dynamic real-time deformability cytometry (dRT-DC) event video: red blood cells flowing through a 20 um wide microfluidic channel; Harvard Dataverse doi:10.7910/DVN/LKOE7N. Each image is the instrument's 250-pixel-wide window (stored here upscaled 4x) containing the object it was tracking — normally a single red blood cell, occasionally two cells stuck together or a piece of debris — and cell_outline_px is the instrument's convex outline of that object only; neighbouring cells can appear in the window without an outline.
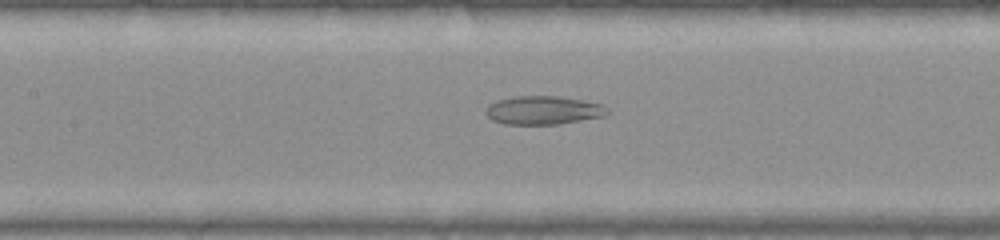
{"species": "common noctule bat (a hibernating species)", "species_latin": "Nyctalus noctula", "temperature_condition": "warm", "stored_images_in_passage": 34, "camera_frame_rate_fps": 3000, "um_per_image_px": 0.085, "animal": {"sex": "female", "body_mass_g": 22.0, "forearm_length_mm": 56.7}, "frame": {"image": 1, "passage_image": 10, "time_ms": 3.0, "image_size_px": [1000, 240], "cell_outline_px": [[608, 112], [604, 116], [560, 124], [504, 124], [492, 120], [484, 112], [488, 104], [496, 100], [516, 96], [556, 96], [584, 100], [604, 104], [608, 108]], "centroid_in_image_um": [46.18, 9.37], "position_along_channel_um": 161.2, "area_um2": 20.35}}
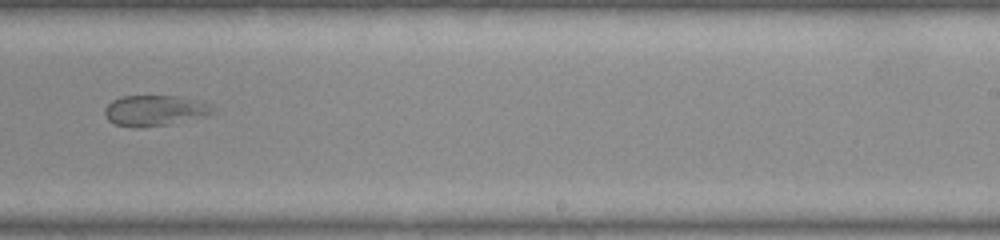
{"frame": {"image": 2, "passage_image": 19, "time_ms": 6.0, "image_size_px": [1000, 240], "cell_outline_px": [[212, 112], [204, 116], [168, 124], [136, 128], [132, 128], [112, 124], [104, 116], [104, 108], [112, 100], [120, 96], [180, 96], [200, 100], [212, 104]], "centroid_in_image_um": [13.09, 9.39], "position_along_channel_um": 275.9, "area_um2": 19.48}}
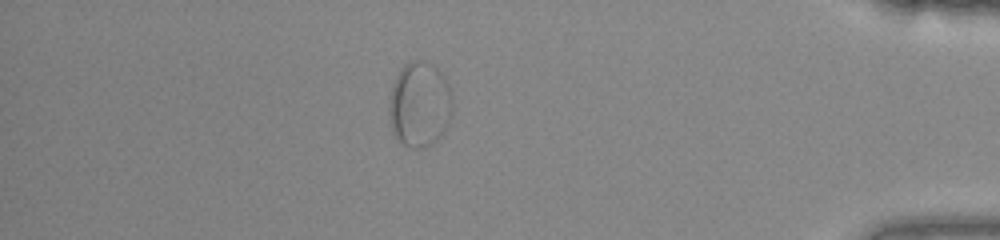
{"frame": {"image": 3, "passage_image": 32, "time_ms": 10.333, "image_size_px": [1000, 240], "cell_outline_px": [[452, 112], [448, 124], [444, 132], [432, 144], [424, 148], [412, 148], [400, 144], [392, 132], [388, 112], [388, 108], [392, 88], [396, 76], [404, 64], [408, 60], [424, 60], [432, 64], [440, 72], [448, 84], [452, 100]], "centroid_in_image_um": [35.65, 8.9], "position_along_channel_um": 399.5, "area_um2": 31.85}}